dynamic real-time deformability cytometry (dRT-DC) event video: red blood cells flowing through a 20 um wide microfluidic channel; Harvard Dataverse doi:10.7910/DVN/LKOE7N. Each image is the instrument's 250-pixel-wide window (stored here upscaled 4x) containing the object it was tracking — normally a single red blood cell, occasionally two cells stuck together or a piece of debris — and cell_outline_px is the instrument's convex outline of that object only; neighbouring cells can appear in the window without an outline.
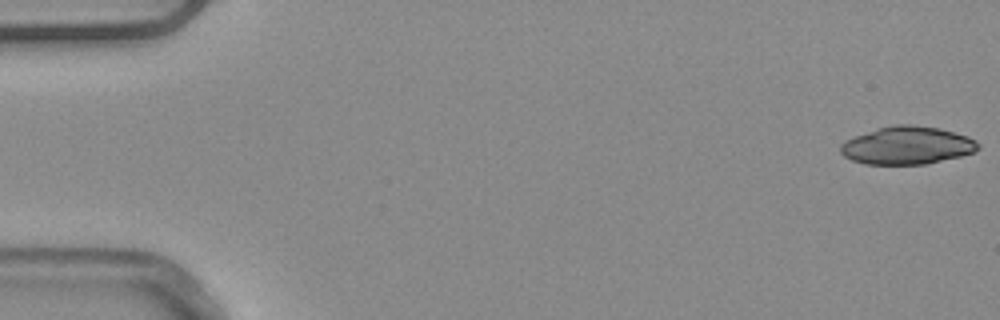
{"species": "common noctule bat (a hibernating species)", "species_latin": "Nyctalus noctula", "temperature_condition": "warm", "stored_images_in_passage": 52, "camera_frame_rate_fps": 3000, "um_per_image_px": 0.085, "animal": {"sex": "male", "body_mass_g": 20.4}, "frame": {"image": 1, "passage_image": 1, "time_ms": 0.0, "image_size_px": [1000, 320], "cell_outline_px": [[980, 148], [972, 152], [960, 156], [924, 164], [864, 164], [852, 160], [844, 156], [840, 152], [840, 144], [856, 136], [876, 128], [896, 124], [912, 124], [940, 128], [968, 136], [976, 140], [980, 144]], "centroid_in_image_um": [77.11, 12.35], "position_along_channel_um": 7.9, "area_um2": 30.29}}